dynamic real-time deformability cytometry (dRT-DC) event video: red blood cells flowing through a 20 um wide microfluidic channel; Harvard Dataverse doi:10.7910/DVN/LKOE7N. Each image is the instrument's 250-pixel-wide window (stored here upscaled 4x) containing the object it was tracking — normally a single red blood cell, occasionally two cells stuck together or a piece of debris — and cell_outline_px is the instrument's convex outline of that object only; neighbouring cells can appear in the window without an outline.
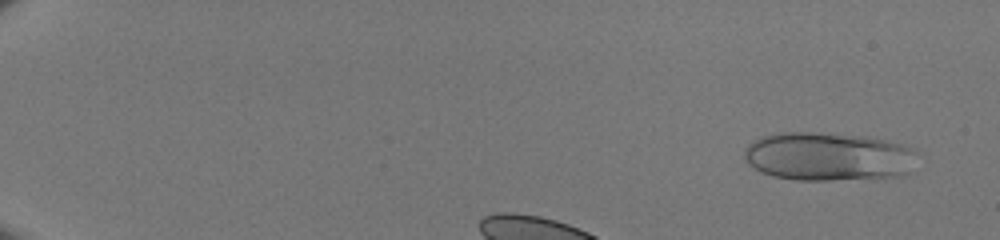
{"species": "human", "species_latin": "Homo sapiens", "temperature_condition": "room temperature", "stored_images_in_passage": 36, "camera_frame_rate_fps": 3000, "um_per_image_px": 0.085, "donor": {"sex": "male"}, "frame": {"image": 1, "passage_image": 4, "time_ms": 1.0, "image_size_px": [1000, 240], "cell_outline_px": [[908, 172], [900, 176], [828, 180], [796, 180], [772, 176], [756, 168], [748, 160], [744, 152], [756, 140], [764, 136], [780, 132], [812, 132], [860, 136], [880, 140], [896, 144], [908, 148]], "centroid_in_image_um": [70.27, 13.31], "position_along_channel_um": 14.7, "area_um2": 46.88}}
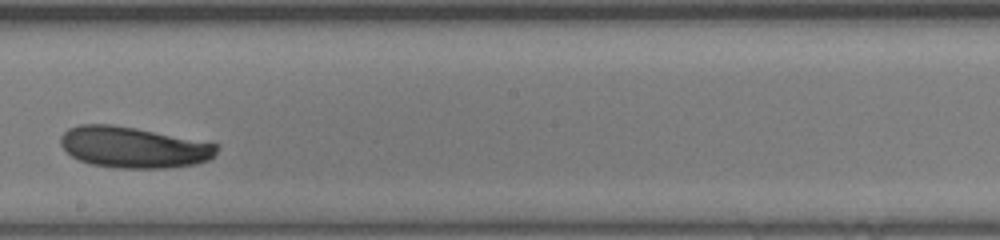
{"frame": {"image": 2, "passage_image": 24, "time_ms": 7.667, "image_size_px": [1000, 240], "cell_outline_px": [[220, 148], [216, 156], [208, 160], [196, 164], [168, 168], [116, 168], [92, 164], [80, 160], [72, 156], [60, 144], [60, 136], [68, 128], [80, 124], [112, 124], [136, 128], [220, 144]], "centroid_in_image_um": [11.39, 12.52], "position_along_channel_um": 236.8, "area_um2": 37.63}}
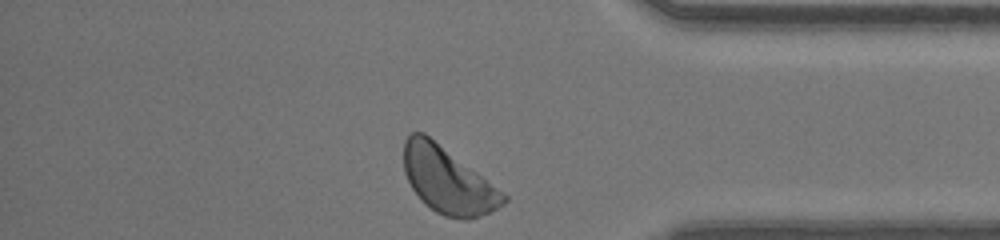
{"frame": {"image": 3, "passage_image": 36, "time_ms": 11.667, "image_size_px": [1000, 240], "cell_outline_px": [[508, 200], [504, 204], [480, 216], [468, 220], [464, 220], [444, 216], [436, 212], [424, 204], [420, 200], [412, 188], [404, 172], [404, 140], [412, 132], [424, 132], [508, 196]], "centroid_in_image_um": [38.03, 15.35], "position_along_channel_um": 397.2, "area_um2": 38.03}}